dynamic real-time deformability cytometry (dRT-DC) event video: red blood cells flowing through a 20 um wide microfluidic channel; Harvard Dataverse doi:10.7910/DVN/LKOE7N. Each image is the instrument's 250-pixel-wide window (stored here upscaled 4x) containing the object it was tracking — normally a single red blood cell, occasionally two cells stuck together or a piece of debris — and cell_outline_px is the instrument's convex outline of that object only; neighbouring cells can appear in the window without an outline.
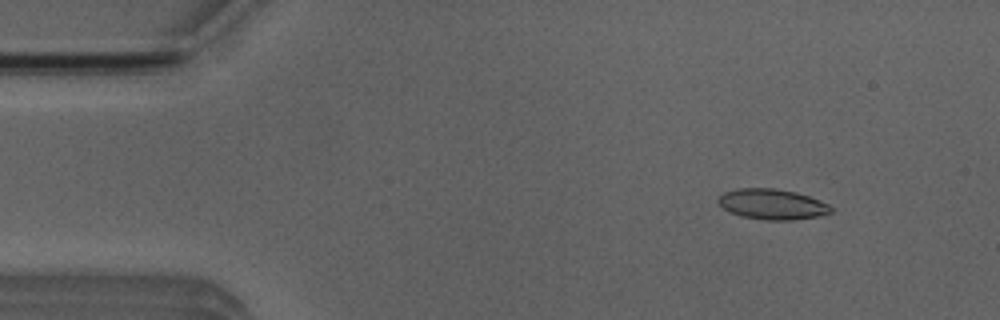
{"species": "Egyptian fruit bat (a non-hibernating species)", "species_latin": "Rousettus aegyptiacus", "temperature_condition": "room temperature", "stored_images_in_passage": 13, "camera_frame_rate_fps": 3000, "um_per_image_px": 0.085, "animal": {"sex": "male"}, "frame": {"image": 1, "passage_image": 6, "time_ms": 1.667, "image_size_px": [1000, 320], "cell_outline_px": [[832, 212], [820, 216], [792, 220], [768, 220], [740, 216], [728, 212], [716, 200], [724, 192], [736, 188], [776, 188], [796, 192], [820, 200], [828, 204], [832, 208]], "centroid_in_image_um": [65.63, 17.35], "position_along_channel_um": 19.4, "area_um2": 20.11}}